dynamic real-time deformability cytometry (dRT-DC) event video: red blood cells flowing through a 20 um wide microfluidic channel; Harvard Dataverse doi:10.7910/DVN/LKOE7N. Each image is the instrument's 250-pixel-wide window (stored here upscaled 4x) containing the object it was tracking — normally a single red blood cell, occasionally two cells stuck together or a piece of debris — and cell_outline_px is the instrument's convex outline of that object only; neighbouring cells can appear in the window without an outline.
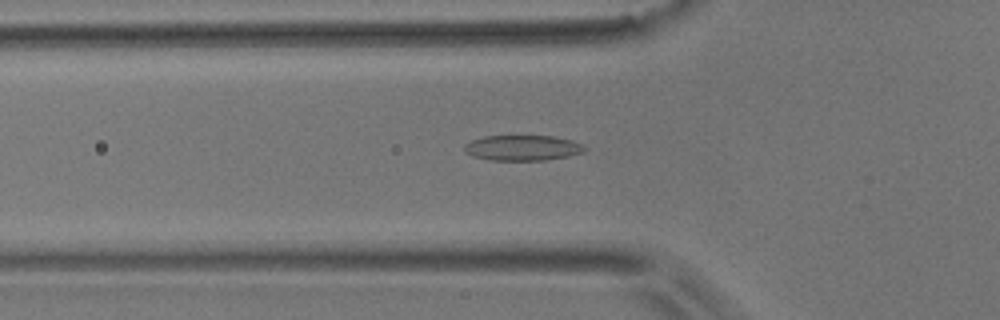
{"species": "common noctule bat (a hibernating species)", "species_latin": "Nyctalus noctula", "temperature_condition": "room temperature", "stored_images_in_passage": 44, "camera_frame_rate_fps": 3000, "um_per_image_px": 0.085, "animal": {"sex": "male", "body_mass_g": 17.9}, "frame": {"image": 1, "passage_image": 9, "time_ms": 2.667, "image_size_px": [1000, 320], "cell_outline_px": [[588, 148], [584, 152], [568, 156], [544, 160], [492, 160], [472, 156], [464, 152], [464, 144], [472, 140], [484, 136], [552, 136], [572, 140], [584, 144]], "centroid_in_image_um": [44.44, 12.56], "position_along_channel_um": 81.4, "area_um2": 17.92}}
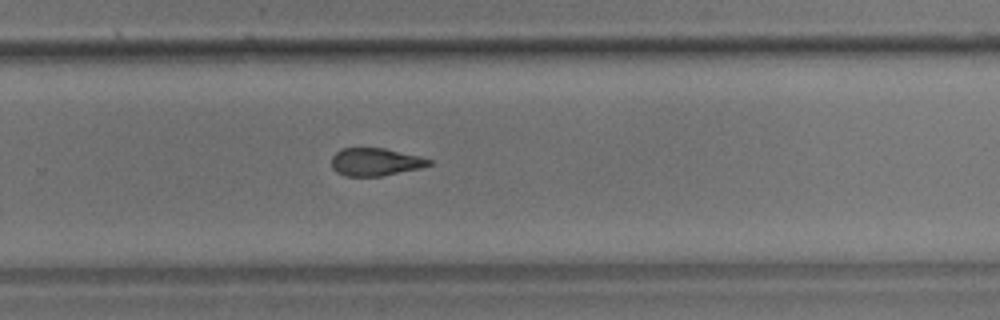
{"frame": {"image": 2, "passage_image": 26, "time_ms": 8.333, "image_size_px": [1000, 320], "cell_outline_px": [[432, 164], [420, 168], [380, 176], [344, 176], [336, 172], [332, 168], [332, 156], [340, 148], [384, 148], [420, 156], [432, 160]], "centroid_in_image_um": [31.89, 13.76], "position_along_channel_um": 297.9, "area_um2": 15.78}}
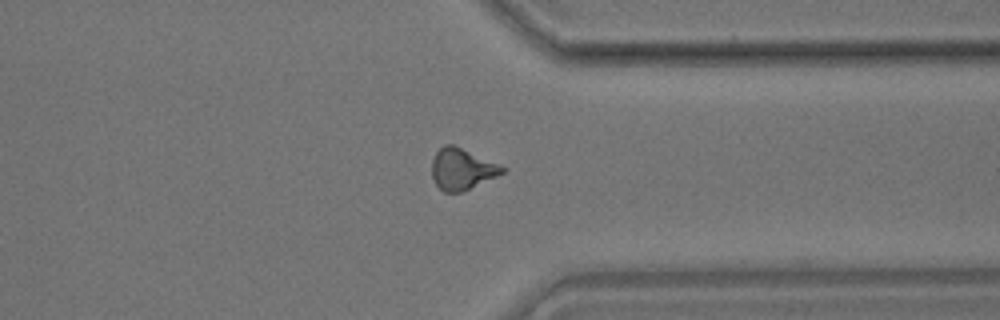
{"frame": {"image": 3, "passage_image": 32, "time_ms": 10.333, "image_size_px": [1000, 320], "cell_outline_px": [[508, 168], [504, 172], [496, 176], [460, 192], [444, 192], [436, 184], [432, 176], [432, 160], [436, 152], [444, 144], [452, 144]], "centroid_in_image_um": [39.24, 14.36], "position_along_channel_um": 372.2, "area_um2": 16.59}, "authors_computed_cell_mechanics": {"area_um2": 16.8487, "velocity_mm_per_s": 3.8182, "shape_relaxation_time_tau1_ms": 11.1625, "shape_relaxation_time_tau2_ms": 2.755, "deformation_change_tau1": 0.2273, "deformation_change_tau2": 0.1087}}